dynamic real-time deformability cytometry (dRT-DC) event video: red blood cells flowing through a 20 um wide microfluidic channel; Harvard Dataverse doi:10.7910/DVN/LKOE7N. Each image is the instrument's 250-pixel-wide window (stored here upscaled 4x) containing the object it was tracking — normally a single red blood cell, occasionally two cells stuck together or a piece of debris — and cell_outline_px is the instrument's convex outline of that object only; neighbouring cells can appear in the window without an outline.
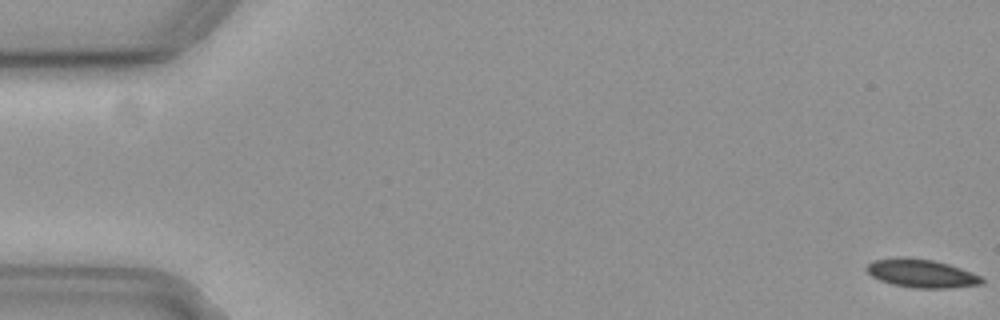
{"species": "common noctule bat (a hibernating species)", "species_latin": "Nyctalus noctula", "temperature_condition": "cold", "stored_images_in_passage": 19, "camera_frame_rate_fps": 3000, "um_per_image_px": 0.085, "animal": {"sex": "female", "body_mass_g": 19.3, "forearm_length_mm": 54.1}, "frame": {"image": 1, "passage_image": 1, "time_ms": 0.0, "image_size_px": [1000, 320], "cell_outline_px": [[984, 284], [948, 288], [912, 288], [892, 284], [880, 280], [872, 276], [864, 268], [872, 260], [904, 256], [932, 260], [948, 264], [972, 272], [980, 276], [984, 280]], "centroid_in_image_um": [78.31, 23.23], "position_along_channel_um": 6.7, "area_um2": 19.13}}
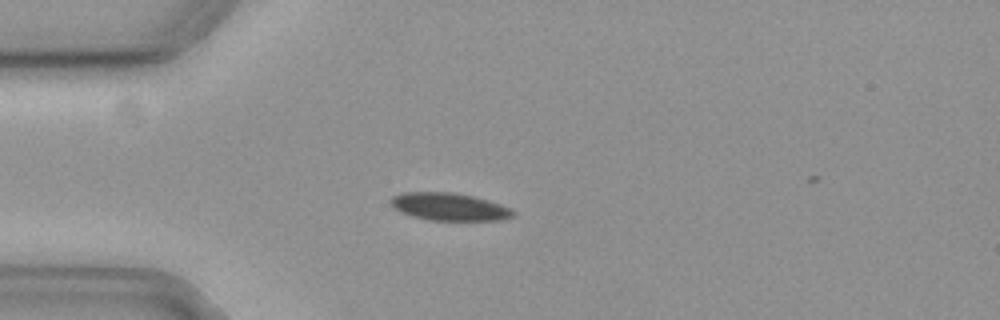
{"frame": {"image": 2, "passage_image": 16, "time_ms": 5.0, "image_size_px": [1000, 320], "cell_outline_px": [[516, 216], [500, 220], [428, 220], [412, 216], [400, 212], [388, 200], [392, 196], [404, 192], [456, 192], [488, 200], [512, 208], [516, 212]], "centroid_in_image_um": [38.22, 17.57], "position_along_channel_um": 46.8, "area_um2": 19.83}}